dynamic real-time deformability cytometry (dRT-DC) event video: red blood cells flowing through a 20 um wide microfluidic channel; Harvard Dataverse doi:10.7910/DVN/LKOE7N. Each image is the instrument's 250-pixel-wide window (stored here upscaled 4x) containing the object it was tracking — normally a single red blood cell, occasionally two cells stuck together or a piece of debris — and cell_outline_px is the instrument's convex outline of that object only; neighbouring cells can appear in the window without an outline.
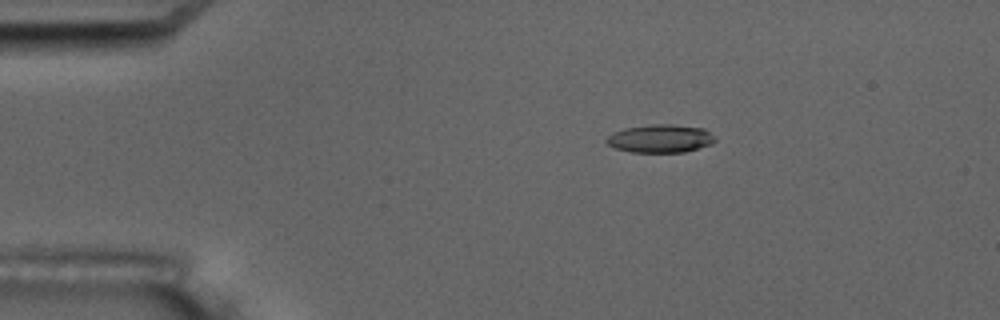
{"species": "common noctule bat (a hibernating species)", "species_latin": "Nyctalus noctula", "temperature_condition": "room temperature", "stored_images_in_passage": 5, "camera_frame_rate_fps": 3000, "um_per_image_px": 0.085, "animal": {"sex": "male", "body_mass_g": 17.5, "forearm_length_mm": 52.3}, "frame": {"image": 1, "passage_image": 3, "time_ms": 2.333, "image_size_px": [1000, 320], "cell_outline_px": [[716, 140], [712, 144], [684, 152], [632, 152], [616, 148], [608, 144], [604, 140], [612, 132], [624, 128], [652, 124], [672, 124], [704, 128], [716, 136]], "centroid_in_image_um": [56.15, 11.77], "position_along_channel_um": 28.9, "area_um2": 17.92}}